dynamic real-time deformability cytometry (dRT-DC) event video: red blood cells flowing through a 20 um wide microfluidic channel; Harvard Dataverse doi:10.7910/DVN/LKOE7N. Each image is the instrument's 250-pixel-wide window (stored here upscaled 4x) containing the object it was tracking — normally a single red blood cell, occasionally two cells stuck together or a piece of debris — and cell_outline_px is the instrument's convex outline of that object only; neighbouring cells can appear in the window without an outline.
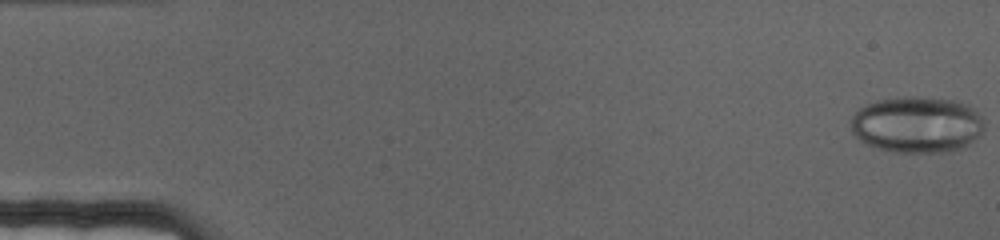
{"species": "human", "species_latin": "Homo sapiens", "temperature_condition": "cold", "stored_images_in_passage": 70, "camera_frame_rate_fps": 3000, "um_per_image_px": 0.085, "donor": {"sex": "female"}, "frame": {"image": 1, "passage_image": 1, "time_ms": 0.0, "image_size_px": [1000, 240], "cell_outline_px": [[984, 132], [980, 136], [964, 148], [952, 152], [892, 152], [864, 144], [852, 132], [852, 116], [860, 108], [876, 100], [904, 96], [924, 96], [956, 100], [968, 104], [976, 108], [984, 116]], "centroid_in_image_um": [78.03, 10.58], "position_along_channel_um": 7.0, "area_um2": 44.8}}
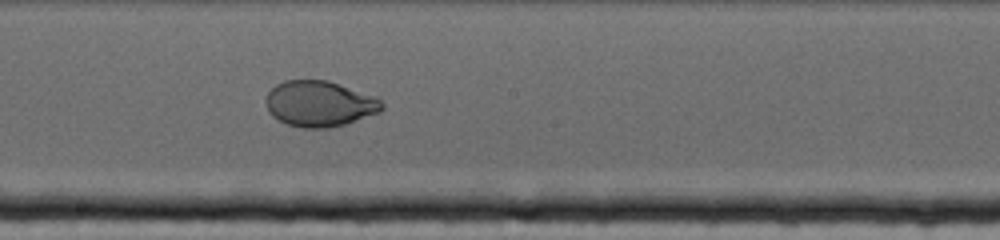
{"frame": {"image": 2, "passage_image": 39, "time_ms": 12.667, "image_size_px": [1000, 240], "cell_outline_px": [[384, 108], [380, 112], [344, 124], [328, 128], [304, 128], [288, 124], [272, 116], [268, 112], [264, 100], [268, 92], [276, 84], [284, 80], [328, 80], [380, 96], [384, 104]], "centroid_in_image_um": [27.2, 8.8], "position_along_channel_um": 221.0, "area_um2": 31.44}}
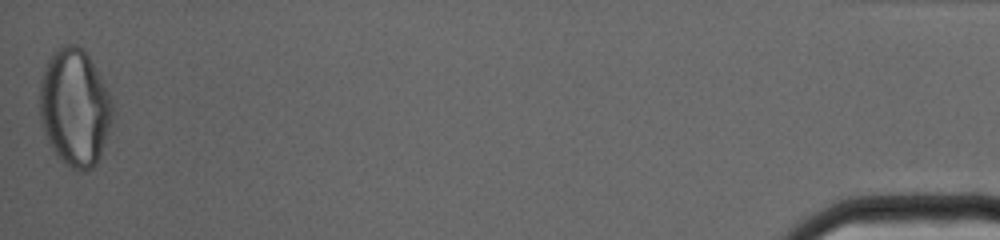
{"frame": {"image": 3, "passage_image": 70, "time_ms": 23.0, "image_size_px": [1000, 240], "cell_outline_px": [[112, 120], [108, 136], [96, 164], [92, 168], [84, 172], [80, 172], [72, 168], [48, 144], [40, 120], [40, 80], [44, 68], [52, 52], [60, 44], [76, 44], [88, 56], [108, 88], [112, 104]], "centroid_in_image_um": [6.35, 9.12], "position_along_channel_um": 428.8, "area_um2": 49.82}}